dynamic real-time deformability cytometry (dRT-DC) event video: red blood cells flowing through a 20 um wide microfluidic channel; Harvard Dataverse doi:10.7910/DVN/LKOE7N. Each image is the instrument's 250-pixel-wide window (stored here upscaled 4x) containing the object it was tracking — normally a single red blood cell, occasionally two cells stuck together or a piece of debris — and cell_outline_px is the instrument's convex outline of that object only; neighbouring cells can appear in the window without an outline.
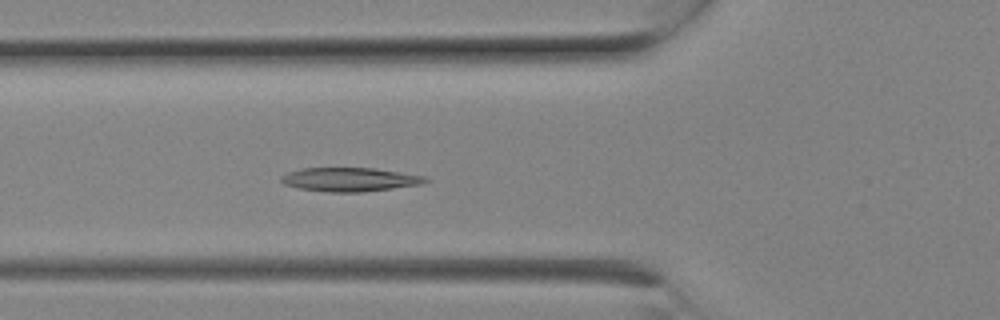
{"species": "Egyptian fruit bat (a non-hibernating species)", "species_latin": "Rousettus aegyptiacus", "temperature_condition": "room temperature", "stored_images_in_passage": 7, "camera_frame_rate_fps": 3000, "um_per_image_px": 0.085, "animal": {"sex": "female"}, "frame": {"image": 1, "passage_image": 7, "time_ms": 2.0, "image_size_px": [1000, 320], "cell_outline_px": [[428, 180], [424, 184], [360, 192], [328, 192], [300, 188], [284, 184], [280, 180], [280, 176], [288, 172], [300, 168], [376, 168], [424, 176]], "centroid_in_image_um": [29.71, 15.25], "position_along_channel_um": 96.1, "area_um2": 19.94}}